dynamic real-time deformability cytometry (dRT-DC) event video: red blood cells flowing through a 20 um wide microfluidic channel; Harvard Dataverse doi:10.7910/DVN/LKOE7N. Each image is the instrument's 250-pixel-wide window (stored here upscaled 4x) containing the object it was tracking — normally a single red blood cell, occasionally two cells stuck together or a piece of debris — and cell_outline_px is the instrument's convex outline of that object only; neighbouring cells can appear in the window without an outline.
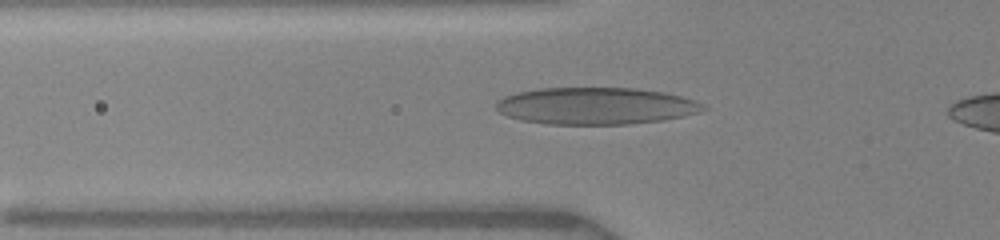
{"species": "human", "species_latin": "Homo sapiens", "temperature_condition": "warm", "stored_images_in_passage": 37, "camera_frame_rate_fps": 3000, "um_per_image_px": 0.085, "donor": {"sex": "female"}, "frame": {"image": 1, "passage_image": 4, "time_ms": 0.667, "image_size_px": [1000, 240], "cell_outline_px": [[708, 108], [696, 112], [680, 116], [660, 120], [628, 124], [548, 124], [520, 120], [508, 116], [500, 112], [496, 108], [496, 100], [504, 96], [516, 92], [540, 88], [636, 88], [664, 92], [680, 96], [704, 104]], "centroid_in_image_um": [50.58, 8.99], "position_along_channel_um": 75.2, "area_um2": 44.39}}
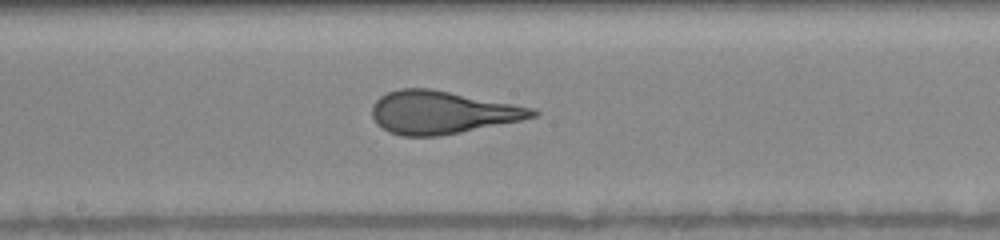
{"frame": {"image": 2, "passage_image": 15, "time_ms": 4.0, "image_size_px": [1000, 240], "cell_outline_px": [[540, 112], [536, 116], [520, 120], [440, 136], [400, 136], [388, 132], [376, 124], [372, 116], [372, 104], [380, 96], [388, 92], [400, 88], [432, 88], [536, 108]], "centroid_in_image_um": [37.55, 9.54], "position_along_channel_um": 210.7, "area_um2": 40.23}}
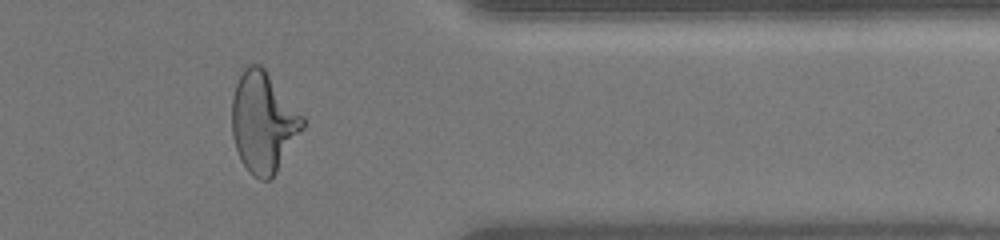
{"frame": {"image": 3, "passage_image": 32, "time_ms": 8.667, "image_size_px": [1000, 240], "cell_outline_px": [[304, 128], [276, 172], [268, 180], [260, 180], [252, 176], [248, 172], [240, 160], [232, 136], [232, 96], [236, 84], [244, 64], [260, 64], [264, 68], [304, 116]], "centroid_in_image_um": [22.36, 10.38], "position_along_channel_um": 389.0, "area_um2": 41.62}}